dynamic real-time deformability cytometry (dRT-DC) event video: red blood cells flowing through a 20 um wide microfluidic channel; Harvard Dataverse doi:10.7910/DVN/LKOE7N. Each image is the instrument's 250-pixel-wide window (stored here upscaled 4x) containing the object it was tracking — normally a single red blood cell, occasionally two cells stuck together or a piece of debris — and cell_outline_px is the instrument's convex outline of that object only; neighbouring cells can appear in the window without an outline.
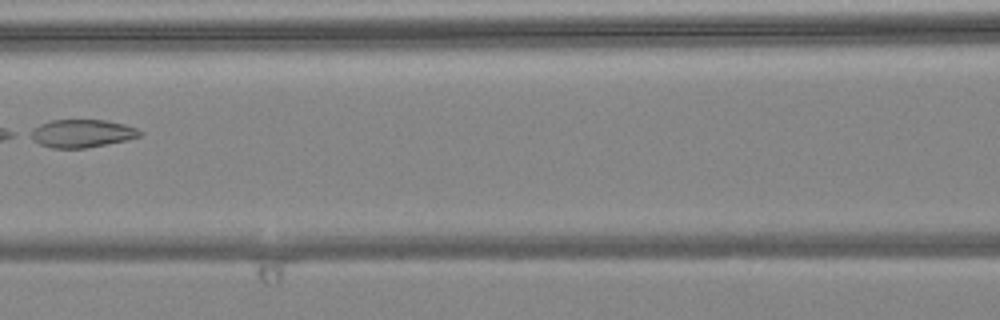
{"species": "common noctule bat (a hibernating species)", "species_latin": "Nyctalus noctula", "temperature_condition": "warm", "stored_images_in_passage": 6, "camera_frame_rate_fps": 3000, "um_per_image_px": 0.085, "animal": {"sex": "female", "body_mass_g": 24.6, "forearm_length_mm": 56.2}, "frame": {"image": 1, "passage_image": 6, "time_ms": 1.667, "image_size_px": [1000, 320], "cell_outline_px": [[144, 132], [140, 136], [128, 140], [88, 148], [52, 148], [40, 144], [24, 136], [24, 132], [40, 124], [52, 120], [104, 120], [124, 124], [136, 128]], "centroid_in_image_um": [6.88, 11.35], "position_along_channel_um": 159.7, "area_um2": 18.26}}